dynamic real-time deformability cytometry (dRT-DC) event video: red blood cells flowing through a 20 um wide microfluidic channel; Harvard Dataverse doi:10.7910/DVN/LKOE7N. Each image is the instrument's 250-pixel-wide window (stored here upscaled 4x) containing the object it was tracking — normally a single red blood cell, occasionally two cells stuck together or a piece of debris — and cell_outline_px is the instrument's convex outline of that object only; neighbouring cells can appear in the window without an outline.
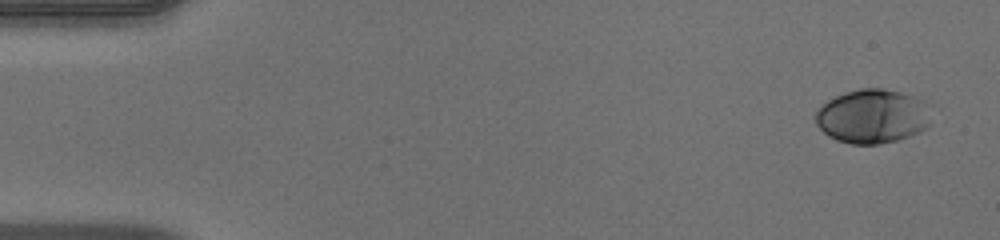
{"species": "human", "species_latin": "Homo sapiens", "temperature_condition": "warm", "stored_images_in_passage": 50, "camera_frame_rate_fps": 3000, "um_per_image_px": 0.085, "donor": {"sex": "male"}, "frame": {"image": 1, "passage_image": 1, "time_ms": 0.0, "image_size_px": [1000, 240], "cell_outline_px": [[932, 104], [928, 128], [920, 132], [896, 140], [876, 144], [852, 144], [836, 140], [828, 136], [816, 124], [816, 112], [828, 100], [844, 92], [860, 88], [884, 88], [900, 92], [928, 100]], "centroid_in_image_um": [74.23, 9.87], "position_along_channel_um": 10.8, "area_um2": 36.88}}
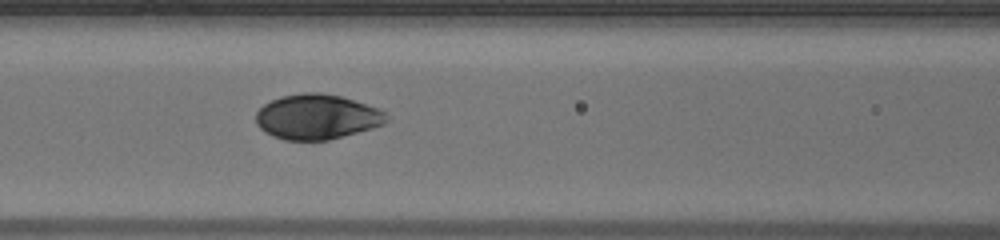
{"frame": {"image": 2, "passage_image": 21, "time_ms": 6.667, "image_size_px": [1000, 240], "cell_outline_px": [[388, 120], [384, 124], [372, 128], [328, 140], [284, 140], [272, 136], [264, 132], [256, 124], [256, 112], [264, 104], [280, 96], [304, 92], [320, 92], [340, 96], [380, 108], [388, 116]], "centroid_in_image_um": [26.93, 9.93], "position_along_channel_um": 139.7, "area_um2": 34.39}}
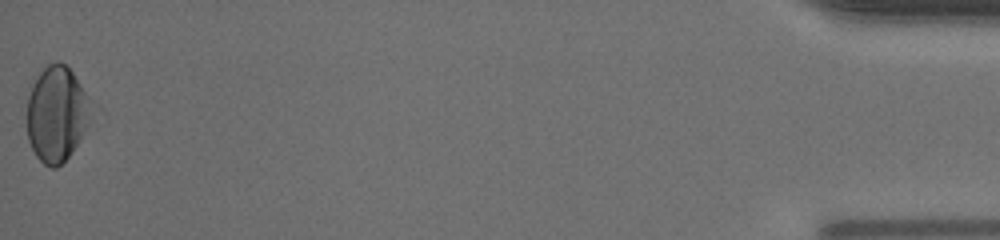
{"frame": {"image": 3, "passage_image": 50, "time_ms": 16.333, "image_size_px": [1000, 240], "cell_outline_px": [[92, 116], [80, 140], [72, 152], [56, 168], [52, 168], [44, 164], [36, 156], [28, 140], [28, 96], [32, 84], [40, 72], [48, 64], [56, 60], [64, 64], [72, 72], [80, 84], [92, 108]], "centroid_in_image_um": [4.81, 9.69], "position_along_channel_um": 430.4, "area_um2": 35.32}, "authors_computed_cell_mechanics": {"area_um2": 34.5933, "velocity_mm_per_s": 4.0158, "shape_relaxation_time_tau1_ms": 2.7645, "shape_relaxation_time_tau2_ms": null, "deformation_change_tau1": 0.1468, "deformation_change_tau2": null}}